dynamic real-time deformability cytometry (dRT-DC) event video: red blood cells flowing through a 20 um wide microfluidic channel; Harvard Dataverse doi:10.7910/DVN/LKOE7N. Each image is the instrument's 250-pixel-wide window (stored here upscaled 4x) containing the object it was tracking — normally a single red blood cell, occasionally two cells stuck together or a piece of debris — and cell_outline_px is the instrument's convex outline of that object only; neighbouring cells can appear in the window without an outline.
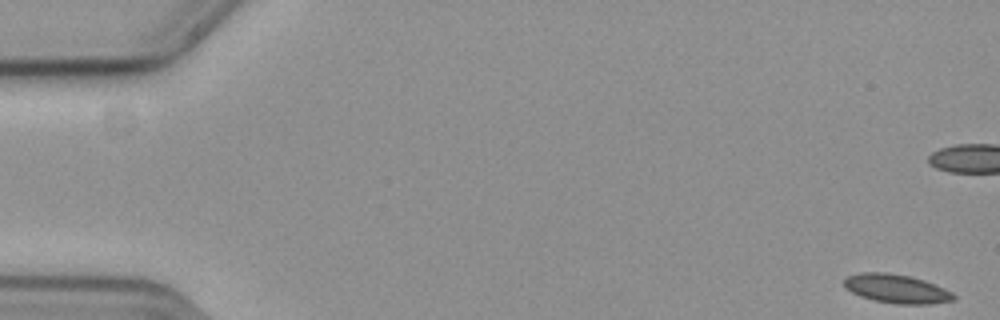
{"species": "common noctule bat (a hibernating species)", "species_latin": "Nyctalus noctula", "temperature_condition": "cold", "stored_images_in_passage": 17, "camera_frame_rate_fps": 3000, "um_per_image_px": 0.085, "animal": {"sex": "female", "body_mass_g": 19.3, "forearm_length_mm": 54.1}, "frame": {"image": 1, "passage_image": 1, "time_ms": 0.0, "image_size_px": [1000, 320], "cell_outline_px": [[956, 300], [928, 304], [896, 304], [872, 300], [860, 296], [844, 288], [844, 276], [860, 272], [884, 272], [912, 276], [936, 284], [952, 292], [956, 296]], "centroid_in_image_um": [76.19, 24.53], "position_along_channel_um": 8.8, "area_um2": 18.73}}